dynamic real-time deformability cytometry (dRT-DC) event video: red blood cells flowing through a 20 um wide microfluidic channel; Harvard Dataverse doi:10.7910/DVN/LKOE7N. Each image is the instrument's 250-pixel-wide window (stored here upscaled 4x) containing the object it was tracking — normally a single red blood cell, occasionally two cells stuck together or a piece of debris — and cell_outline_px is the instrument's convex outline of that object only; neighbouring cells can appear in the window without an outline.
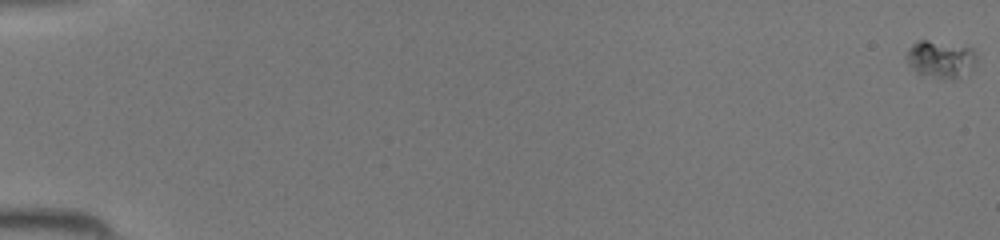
{"species": "common noctule bat (a hibernating species)", "species_latin": "Nyctalus noctula", "temperature_condition": "room temperature", "stored_images_in_passage": 48, "camera_frame_rate_fps": 3000, "um_per_image_px": 0.085, "animal": {"sex": "female", "body_mass_g": 19.5, "forearm_length_mm": 54.1}, "frame": {"image": 1, "passage_image": 1, "time_ms": 0.0, "image_size_px": [1000, 240], "cell_outline_px": [[976, 64], [960, 80], [944, 80], [920, 76], [908, 64], [904, 56], [908, 48], [916, 40], [928, 40], [972, 48], [976, 52]], "centroid_in_image_um": [79.93, 5.08], "position_along_channel_um": 5.1, "area_um2": 15.95}}
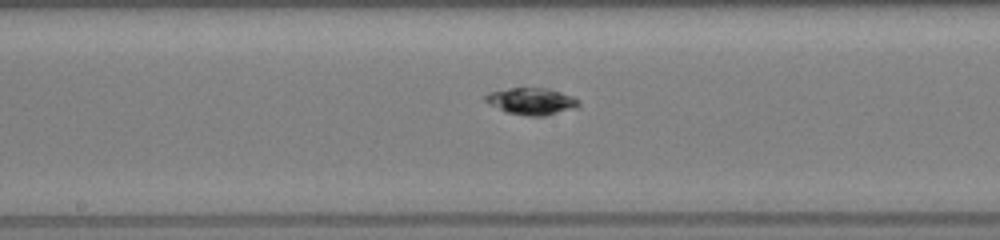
{"frame": {"image": 2, "passage_image": 27, "time_ms": 8.667, "image_size_px": [1000, 240], "cell_outline_px": [[580, 104], [576, 108], [544, 116], [528, 116], [504, 112], [484, 100], [484, 96], [488, 92], [512, 88], [548, 88], [572, 96], [580, 100]], "centroid_in_image_um": [45.18, 8.61], "position_along_channel_um": 203.0, "area_um2": 14.62}}
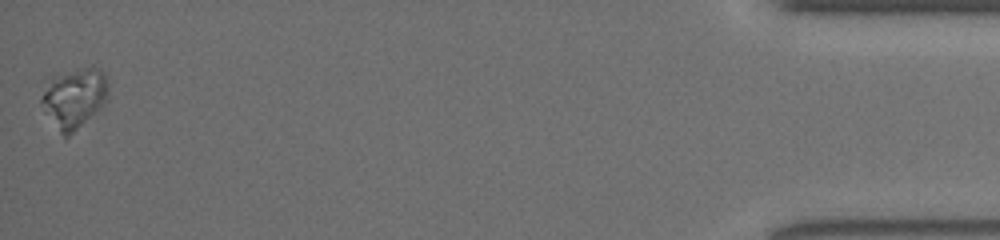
{"frame": {"image": 3, "passage_image": 48, "time_ms": 15.667, "image_size_px": [1000, 240], "cell_outline_px": [[108, 100], [104, 104], [68, 136], [64, 136], [60, 132], [44, 112], [40, 100], [44, 76], [92, 64], [100, 68], [108, 80]], "centroid_in_image_um": [6.26, 8.2], "position_along_channel_um": 428.9, "area_um2": 24.22}}